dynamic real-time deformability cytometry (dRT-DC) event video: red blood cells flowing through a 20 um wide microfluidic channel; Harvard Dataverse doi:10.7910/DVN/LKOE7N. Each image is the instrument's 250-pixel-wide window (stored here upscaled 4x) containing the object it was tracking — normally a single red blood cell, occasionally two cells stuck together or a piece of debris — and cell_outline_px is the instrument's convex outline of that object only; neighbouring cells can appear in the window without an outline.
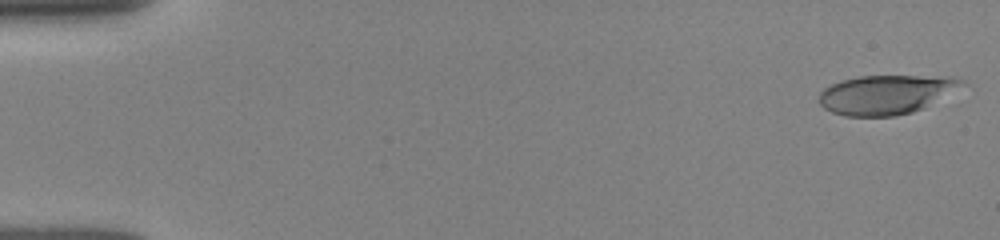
{"species": "human", "species_latin": "Homo sapiens", "temperature_condition": "room temperature", "stored_images_in_passage": 51, "camera_frame_rate_fps": 3000, "um_per_image_px": 0.085, "donor": {"sex": "female"}, "frame": {"image": 1, "passage_image": 1, "time_ms": 0.0, "image_size_px": [1000, 240], "cell_outline_px": [[968, 84], [924, 108], [912, 112], [892, 116], [844, 116], [832, 112], [824, 108], [820, 104], [820, 92], [824, 88], [840, 80], [860, 76], [956, 76], [964, 80]], "centroid_in_image_um": [75.37, 8.02], "position_along_channel_um": 9.6, "area_um2": 32.89}}
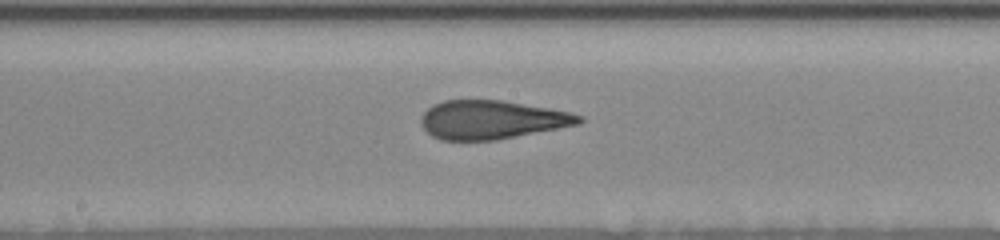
{"frame": {"image": 2, "passage_image": 27, "time_ms": 8.667, "image_size_px": [1000, 240], "cell_outline_px": [[584, 120], [580, 124], [496, 140], [440, 140], [432, 136], [420, 124], [420, 116], [432, 104], [444, 100], [500, 100], [572, 112], [584, 116]], "centroid_in_image_um": [41.79, 10.18], "position_along_channel_um": 206.4, "area_um2": 35.66}}
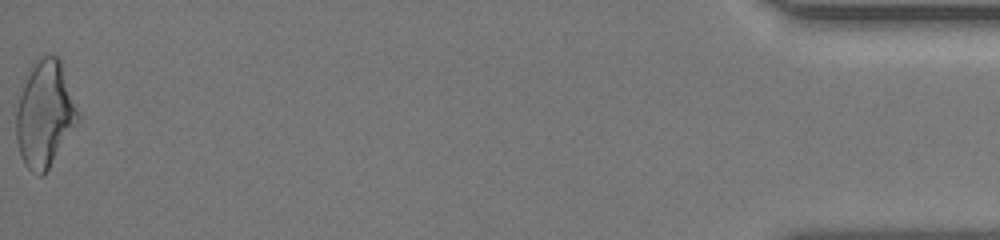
{"frame": {"image": 3, "passage_image": 51, "time_ms": 16.667, "image_size_px": [1000, 240], "cell_outline_px": [[80, 116], [44, 176], [40, 176], [32, 172], [24, 164], [20, 156], [16, 140], [16, 112], [20, 96], [28, 68], [36, 60], [44, 56], [60, 56], [80, 112]], "centroid_in_image_um": [3.81, 9.67], "position_along_channel_um": 431.4, "area_um2": 38.32}, "authors_computed_cell_mechanics": {"area_um2": 35.258, "velocity_mm_per_s": 3.9382, "shape_relaxation_time_tau1_ms": 11.0044, "shape_relaxation_time_tau2_ms": 1.2734, "deformation_change_tau1": 0.2945, "deformation_change_tau2": 0.1036}}